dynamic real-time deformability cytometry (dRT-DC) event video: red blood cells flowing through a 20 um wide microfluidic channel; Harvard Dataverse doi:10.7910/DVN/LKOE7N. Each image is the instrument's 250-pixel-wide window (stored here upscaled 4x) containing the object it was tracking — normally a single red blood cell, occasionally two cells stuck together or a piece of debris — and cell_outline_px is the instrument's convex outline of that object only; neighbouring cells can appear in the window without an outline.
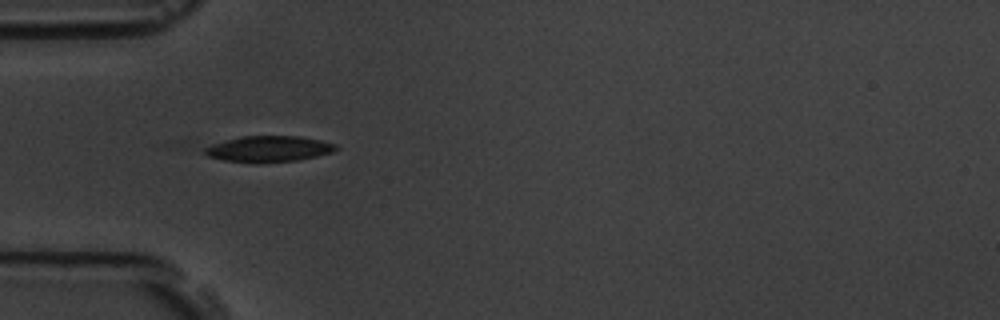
{"species": "common noctule bat (a hibernating species)", "species_latin": "Nyctalus noctula", "temperature_condition": "room temperature", "stored_images_in_passage": 11, "camera_frame_rate_fps": 3000, "um_per_image_px": 0.085, "animal": {"sex": "male", "body_mass_g": 19.5, "forearm_length_mm": 54.6}, "frame": {"image": 1, "passage_image": 1, "time_ms": 0.0, "image_size_px": [1000, 320], "cell_outline_px": [[340, 148], [332, 152], [316, 156], [296, 160], [224, 160], [208, 156], [204, 152], [204, 148], [212, 144], [244, 136], [300, 136], [320, 140], [336, 144]], "centroid_in_image_um": [22.91, 12.61], "position_along_channel_um": 62.1, "area_um2": 18.84}}
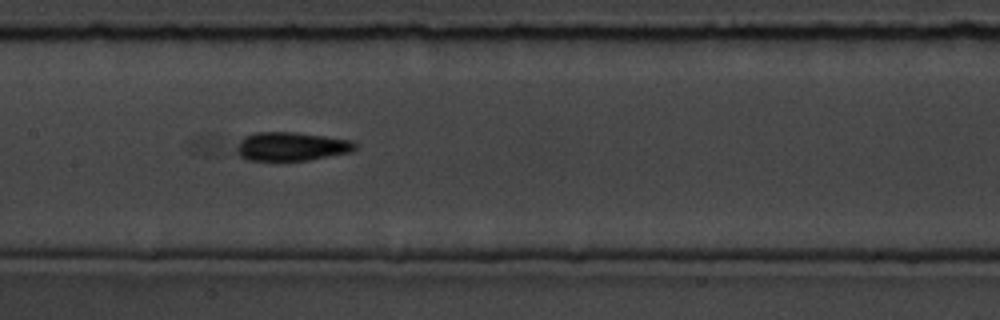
{"frame": {"image": 2, "passage_image": 4, "time_ms": 3.333, "image_size_px": [1000, 320], "cell_outline_px": [[356, 148], [352, 152], [308, 160], [276, 164], [248, 160], [240, 156], [236, 152], [236, 148], [240, 140], [244, 136], [256, 132], [296, 132], [352, 140], [356, 144]], "centroid_in_image_um": [24.71, 12.49], "position_along_channel_um": 182.7, "area_um2": 20.69}}
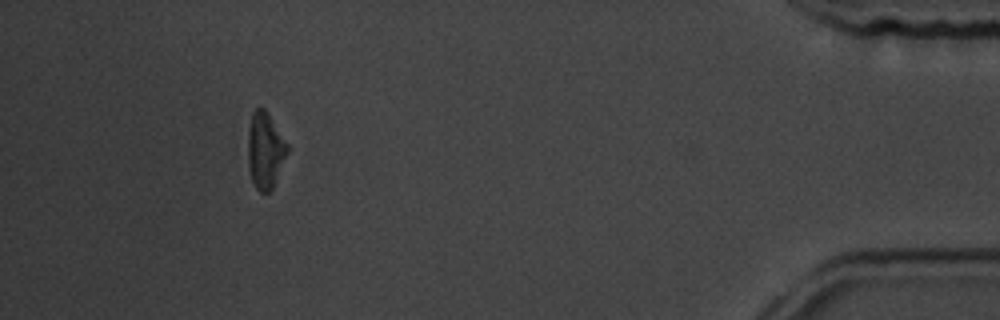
{"frame": {"image": 3, "passage_image": 11, "time_ms": 11.333, "image_size_px": [1000, 320], "cell_outline_px": [[288, 152], [276, 180], [272, 188], [268, 192], [260, 192], [256, 188], [252, 180], [248, 168], [248, 128], [252, 112], [256, 108], [264, 108], [268, 112], [288, 144]], "centroid_in_image_um": [22.53, 12.76], "position_along_channel_um": 412.7, "area_um2": 17.57}, "authors_computed_cell_mechanics": {"area_um2": 18.5538, "velocity_mm_per_s": 3.6725, "shape_relaxation_time_tau1_ms": null, "shape_relaxation_time_tau2_ms": 6.5971, "deformation_change_tau1": null, "deformation_change_tau2": 0.1503}}